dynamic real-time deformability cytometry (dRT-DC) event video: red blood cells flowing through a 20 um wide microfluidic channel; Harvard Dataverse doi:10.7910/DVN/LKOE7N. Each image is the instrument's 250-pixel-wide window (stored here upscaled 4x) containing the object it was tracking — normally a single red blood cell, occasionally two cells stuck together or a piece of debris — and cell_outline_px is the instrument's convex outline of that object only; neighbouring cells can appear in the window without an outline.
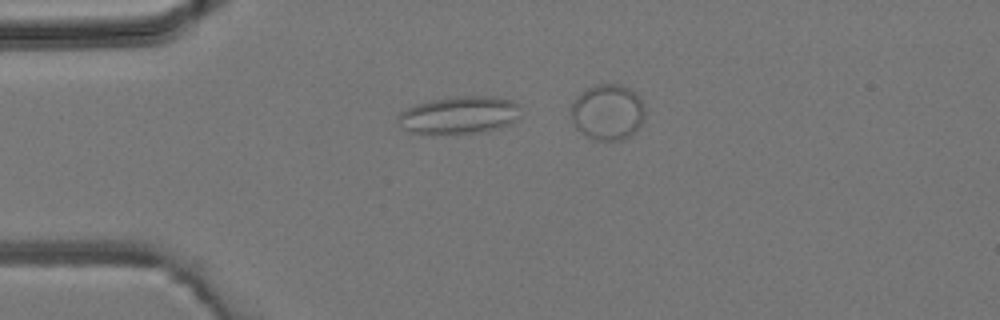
{"species": "common noctule bat (a hibernating species)", "species_latin": "Nyctalus noctula", "temperature_condition": "room temperature", "stored_images_in_passage": 4, "camera_frame_rate_fps": 3000, "um_per_image_px": 0.085, "animal": {"sex": "male", "body_mass_g": 19.2, "forearm_length_mm": 51.8}, "frame": {"image": 1, "passage_image": 4, "time_ms": 5.0, "image_size_px": [1000, 320], "cell_outline_px": [[520, 116], [516, 120], [500, 128], [488, 132], [412, 132], [404, 128], [400, 116], [400, 112], [416, 104], [432, 100], [460, 96], [492, 96], [512, 100], [520, 104]], "centroid_in_image_um": [39.17, 9.75], "position_along_channel_um": 45.8, "area_um2": 26.18}}